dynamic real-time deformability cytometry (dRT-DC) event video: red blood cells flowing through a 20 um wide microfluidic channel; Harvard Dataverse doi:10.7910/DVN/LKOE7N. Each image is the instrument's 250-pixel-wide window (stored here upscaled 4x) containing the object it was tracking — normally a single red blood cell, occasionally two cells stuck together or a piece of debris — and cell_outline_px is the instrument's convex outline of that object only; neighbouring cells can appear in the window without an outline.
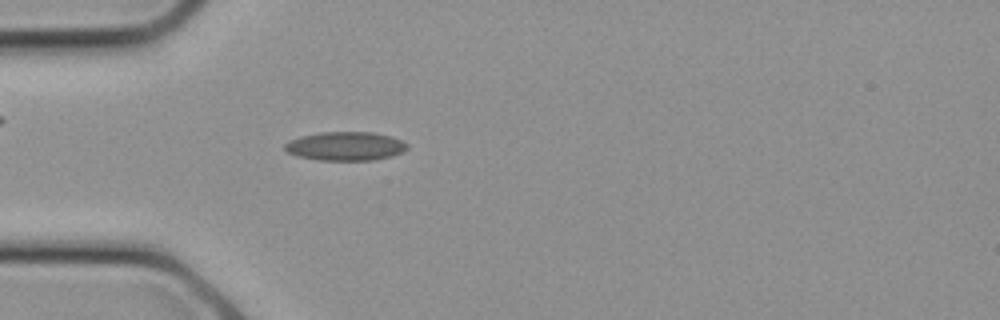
{"species": "common noctule bat (a hibernating species)", "species_latin": "Nyctalus noctula", "temperature_condition": "cold", "stored_images_in_passage": 4, "camera_frame_rate_fps": 3000, "um_per_image_px": 0.085, "animal": {"sex": "female", "body_mass_g": 21.9}, "frame": {"image": 1, "passage_image": 2, "time_ms": 0.333, "image_size_px": [1000, 320], "cell_outline_px": [[408, 148], [404, 152], [392, 156], [376, 160], [320, 160], [296, 156], [288, 152], [284, 148], [284, 144], [288, 140], [300, 136], [320, 132], [372, 132], [392, 136], [408, 144]], "centroid_in_image_um": [29.37, 12.42], "position_along_channel_um": 55.6, "area_um2": 20.75}}
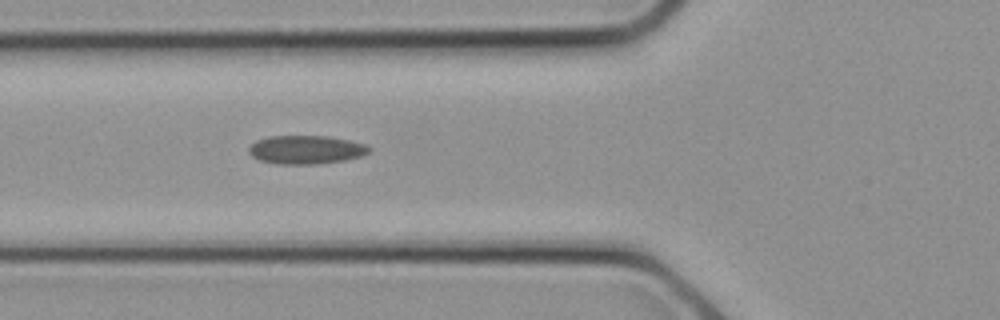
{"frame": {"image": 2, "passage_image": 4, "time_ms": 1.0, "image_size_px": [1000, 320], "cell_outline_px": [[372, 148], [368, 152], [360, 156], [344, 160], [316, 164], [280, 164], [260, 160], [252, 156], [248, 152], [248, 148], [256, 140], [268, 136], [328, 136], [368, 144]], "centroid_in_image_um": [26.01, 12.71], "position_along_channel_um": 99.8, "area_um2": 20.0}}